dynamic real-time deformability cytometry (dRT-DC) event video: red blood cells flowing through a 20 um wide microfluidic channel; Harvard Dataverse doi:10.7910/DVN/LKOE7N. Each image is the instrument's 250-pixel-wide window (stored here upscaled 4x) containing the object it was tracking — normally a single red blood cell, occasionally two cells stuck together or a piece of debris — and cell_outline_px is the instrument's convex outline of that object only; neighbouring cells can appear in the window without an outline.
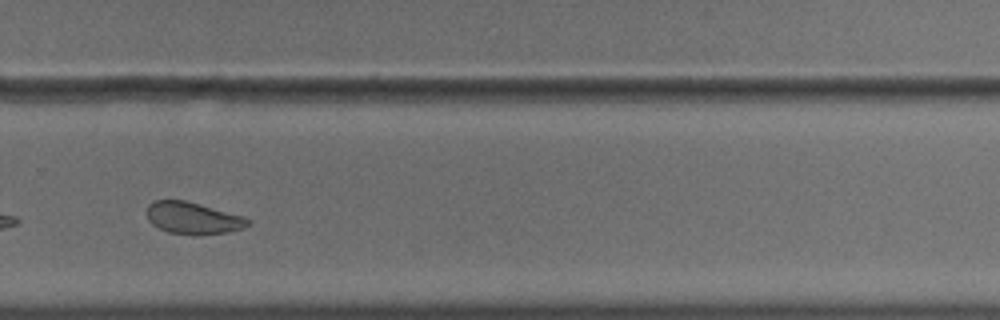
{"species": "common noctule bat (a hibernating species)", "species_latin": "Nyctalus noctula", "temperature_condition": "cold", "stored_images_in_passage": 40, "camera_frame_rate_fps": 3000, "um_per_image_px": 0.085, "animal": {"sex": "male", "body_mass_g": 18.8}, "frame": {"image": 1, "passage_image": 23, "time_ms": 7.333, "image_size_px": [1000, 320], "cell_outline_px": [[252, 220], [244, 228], [228, 232], [196, 236], [192, 236], [168, 232], [152, 224], [148, 220], [148, 204], [156, 200], [184, 200], [200, 204], [244, 216]], "centroid_in_image_um": [16.43, 18.55], "position_along_channel_um": 313.4, "area_um2": 18.96}, "authors_computed_cell_mechanics": {"area_um2": 20.1433, "velocity_mm_per_s": 3.5898, "shape_relaxation_time_tau1_ms": null, "shape_relaxation_time_tau2_ms": 2.566, "deformation_change_tau1": null, "deformation_change_tau2": 0.0724}}